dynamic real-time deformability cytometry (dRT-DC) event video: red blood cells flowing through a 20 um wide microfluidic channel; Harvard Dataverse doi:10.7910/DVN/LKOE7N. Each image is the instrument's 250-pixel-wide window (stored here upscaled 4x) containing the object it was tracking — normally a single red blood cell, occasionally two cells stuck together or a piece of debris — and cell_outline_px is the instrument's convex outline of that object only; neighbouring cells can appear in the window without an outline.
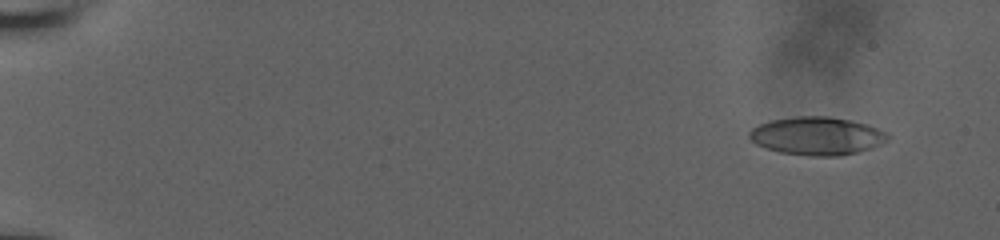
{"species": "human", "species_latin": "Homo sapiens", "temperature_condition": "room temperature", "stored_images_in_passage": 58, "camera_frame_rate_fps": 3000, "um_per_image_px": 0.085, "donor": {"sex": "male"}, "frame": {"image": 1, "passage_image": 6, "time_ms": 1.667, "image_size_px": [1000, 240], "cell_outline_px": [[892, 136], [888, 140], [872, 148], [840, 156], [812, 156], [780, 152], [756, 144], [748, 136], [748, 132], [752, 128], [760, 124], [772, 120], [796, 116], [828, 116], [868, 124], [888, 132]], "centroid_in_image_um": [69.48, 11.55], "position_along_channel_um": 15.5, "area_um2": 30.75}}
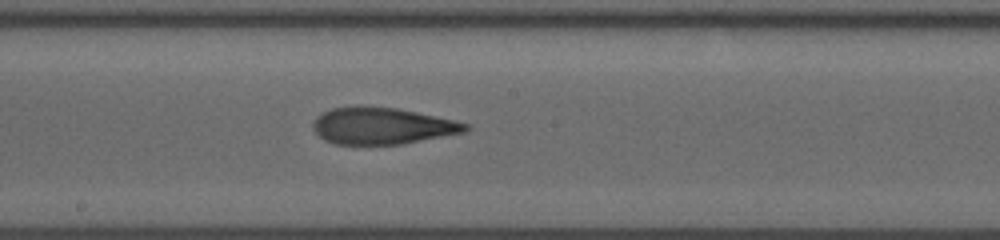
{"frame": {"image": 2, "passage_image": 35, "time_ms": 11.333, "image_size_px": [1000, 240], "cell_outline_px": [[472, 128], [464, 132], [404, 144], [336, 144], [324, 140], [312, 128], [312, 124], [316, 116], [332, 108], [396, 108], [416, 112], [452, 120], [468, 124]], "centroid_in_image_um": [32.49, 10.73], "position_along_channel_um": 215.7, "area_um2": 31.85}}
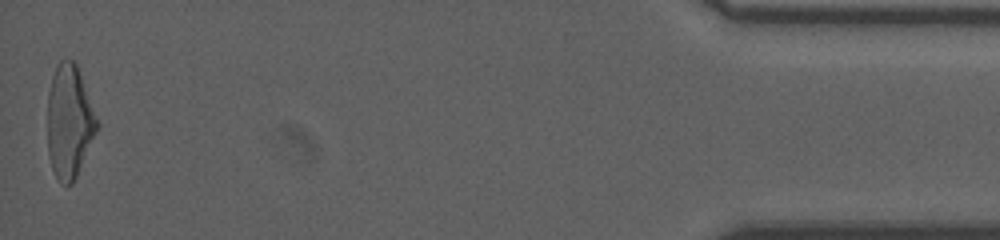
{"frame": {"image": 3, "passage_image": 58, "time_ms": 19.0, "image_size_px": [1000, 240], "cell_outline_px": [[100, 124], [76, 176], [72, 184], [60, 184], [52, 168], [48, 152], [48, 92], [52, 76], [56, 64], [60, 60], [72, 60], [76, 64]], "centroid_in_image_um": [5.88, 10.33], "position_along_channel_um": 429.3, "area_um2": 32.43}, "authors_computed_cell_mechanics": {"area_um2": 32.5703, "velocity_mm_per_s": 3.8549, "shape_relaxation_time_tau1_ms": null, "shape_relaxation_time_tau2_ms": 3.0136, "deformation_change_tau1": null, "deformation_change_tau2": 0.1196}}